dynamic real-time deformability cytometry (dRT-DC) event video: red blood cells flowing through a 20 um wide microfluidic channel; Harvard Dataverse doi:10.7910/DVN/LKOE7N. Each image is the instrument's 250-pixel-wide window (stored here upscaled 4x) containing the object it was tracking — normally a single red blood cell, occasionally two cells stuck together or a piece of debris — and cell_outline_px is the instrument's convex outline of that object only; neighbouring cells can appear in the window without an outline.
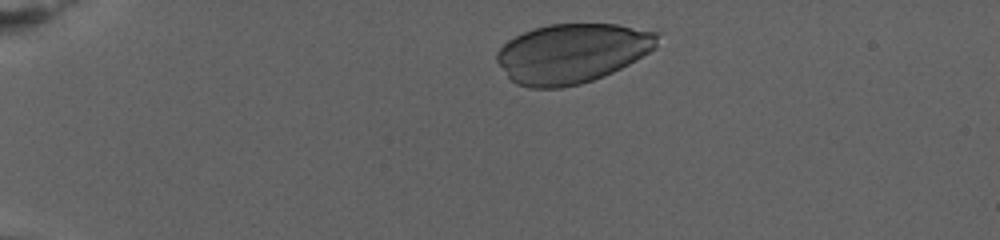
{"species": "human", "species_latin": "Homo sapiens", "temperature_condition": "warm", "stored_images_in_passage": 51, "camera_frame_rate_fps": 3000, "um_per_image_px": 0.085, "donor": {"sex": "female"}, "frame": {"image": 1, "passage_image": 1, "time_ms": 0.0, "image_size_px": [1000, 240], "cell_outline_px": [[660, 32], [656, 48], [636, 60], [604, 76], [580, 84], [560, 88], [532, 88], [516, 84], [508, 76], [496, 60], [496, 52], [508, 40], [524, 32], [548, 24], [616, 24]], "centroid_in_image_um": [48.65, 4.52], "position_along_channel_um": 36.4, "area_um2": 55.55}}
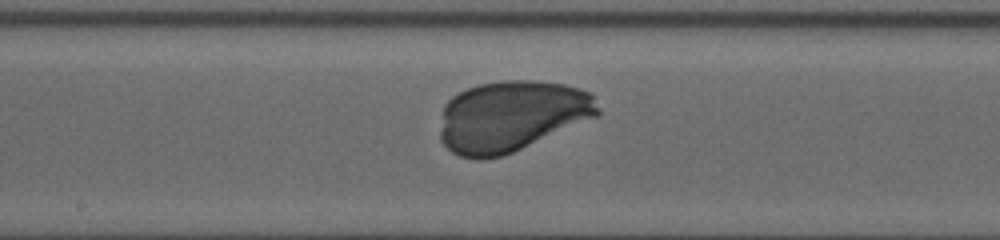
{"frame": {"image": 2, "passage_image": 28, "time_ms": 9.0, "image_size_px": [1000, 240], "cell_outline_px": [[600, 116], [512, 152], [500, 156], [480, 160], [476, 160], [460, 156], [452, 152], [440, 140], [440, 132], [444, 104], [452, 96], [468, 88], [480, 84], [504, 80], [532, 80], [564, 84], [580, 88], [592, 92], [600, 112]], "centroid_in_image_um": [43.5, 9.87], "position_along_channel_um": 204.7, "area_um2": 65.55}}
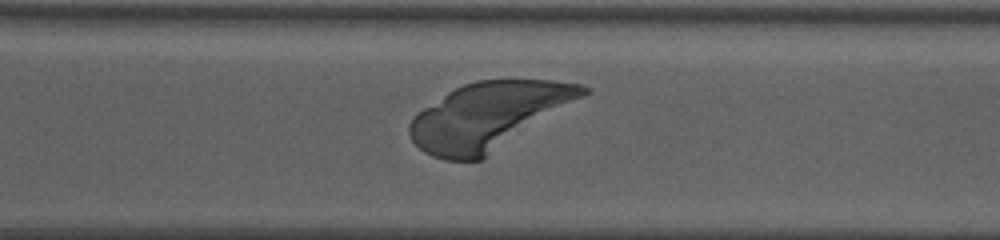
{"frame": {"image": 3, "passage_image": 42, "time_ms": 13.667, "image_size_px": [1000, 240], "cell_outline_px": [[592, 88], [584, 96], [480, 160], [444, 160], [432, 156], [424, 152], [412, 140], [408, 132], [408, 124], [424, 108], [448, 92], [464, 84], [476, 80], [552, 80], [580, 84]], "centroid_in_image_um": [41.5, 9.84], "position_along_channel_um": 329.1, "area_um2": 66.3}}